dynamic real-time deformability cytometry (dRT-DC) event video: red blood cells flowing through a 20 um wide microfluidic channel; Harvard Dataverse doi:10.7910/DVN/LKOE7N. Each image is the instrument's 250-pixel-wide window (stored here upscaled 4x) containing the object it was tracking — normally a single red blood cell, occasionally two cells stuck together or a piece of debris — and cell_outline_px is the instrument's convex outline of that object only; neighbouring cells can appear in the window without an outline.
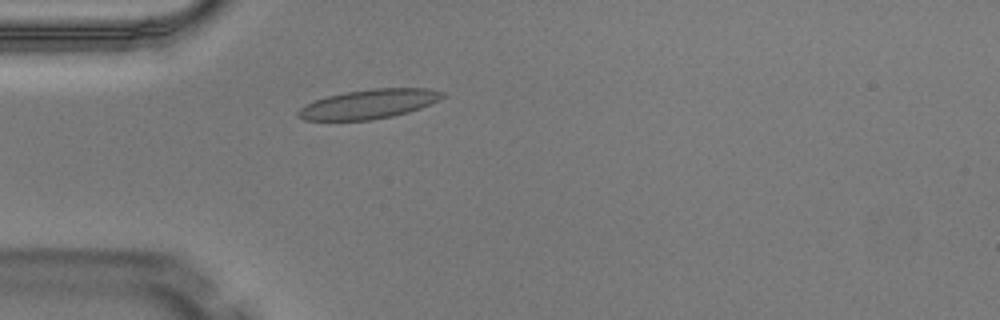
{"species": "Egyptian fruit bat (a non-hibernating species)", "species_latin": "Rousettus aegyptiacus", "temperature_condition": "warm", "stored_images_in_passage": 3, "camera_frame_rate_fps": 3000, "um_per_image_px": 0.085, "animal": {"sex": "male"}, "frame": {"image": 1, "passage_image": 3, "time_ms": 0.667, "image_size_px": [1000, 320], "cell_outline_px": [[444, 96], [420, 108], [408, 112], [392, 116], [368, 120], [304, 120], [296, 116], [296, 112], [300, 108], [316, 100], [328, 96], [344, 92], [372, 88], [428, 88], [444, 92]], "centroid_in_image_um": [31.33, 8.84], "position_along_channel_um": 53.7, "area_um2": 24.39}}